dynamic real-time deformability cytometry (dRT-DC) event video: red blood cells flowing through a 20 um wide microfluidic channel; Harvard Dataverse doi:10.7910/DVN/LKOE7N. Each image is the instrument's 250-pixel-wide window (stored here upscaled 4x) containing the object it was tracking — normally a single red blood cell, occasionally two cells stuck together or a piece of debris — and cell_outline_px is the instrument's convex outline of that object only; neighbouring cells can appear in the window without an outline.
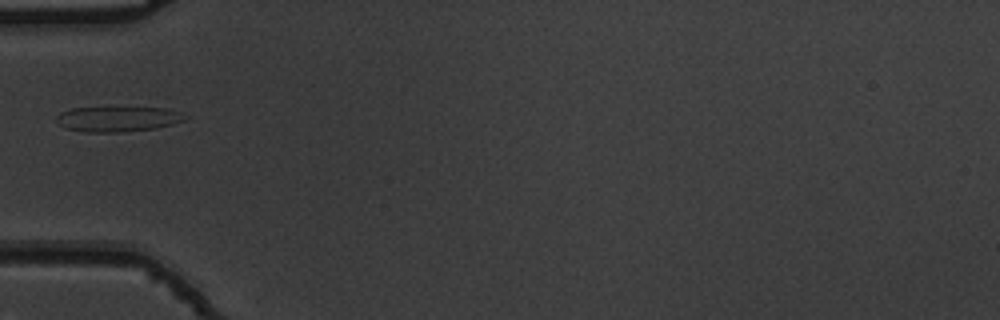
{"species": "common noctule bat (a hibernating species)", "species_latin": "Nyctalus noctula", "temperature_condition": "warm", "stored_images_in_passage": 24, "camera_frame_rate_fps": 3000, "um_per_image_px": 0.085, "animal": {"sex": "male", "body_mass_g": 19.5, "forearm_length_mm": 54.6}, "frame": {"image": 1, "passage_image": 1, "time_ms": 0.0, "image_size_px": [1000, 320], "cell_outline_px": [[188, 116], [184, 120], [172, 124], [156, 128], [120, 132], [88, 132], [64, 128], [56, 124], [56, 116], [60, 112], [72, 108], [168, 108], [180, 112]], "centroid_in_image_um": [9.98, 10.12], "position_along_channel_um": 75.0, "area_um2": 18.84}}